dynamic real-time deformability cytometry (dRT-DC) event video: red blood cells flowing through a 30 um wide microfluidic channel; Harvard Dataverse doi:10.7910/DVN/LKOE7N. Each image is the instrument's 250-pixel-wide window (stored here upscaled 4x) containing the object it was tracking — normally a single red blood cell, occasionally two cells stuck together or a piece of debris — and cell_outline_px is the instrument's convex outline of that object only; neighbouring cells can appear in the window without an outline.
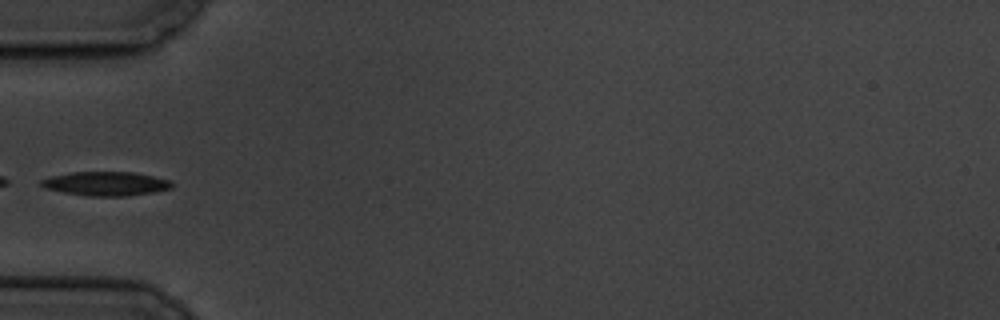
{"species": "common noctule bat (a hibernating species)", "species_latin": "Nyctalus noctula", "temperature_condition": "cold", "stored_images_in_passage": 11, "camera_frame_rate_fps": 3000, "um_per_image_px": 0.085, "animal": {"sex": "male", "body_mass_g": 19.5, "forearm_length_mm": 54.6}, "frame": {"image": 1, "passage_image": 1, "time_ms": 0.0, "image_size_px": [1000, 320], "cell_outline_px": [[176, 184], [172, 188], [152, 192], [128, 196], [88, 196], [64, 192], [44, 188], [40, 184], [40, 180], [52, 176], [72, 172], [132, 172], [152, 176], [168, 180]], "centroid_in_image_um": [9.0, 15.61], "position_along_channel_um": 76.0, "area_um2": 18.21}}
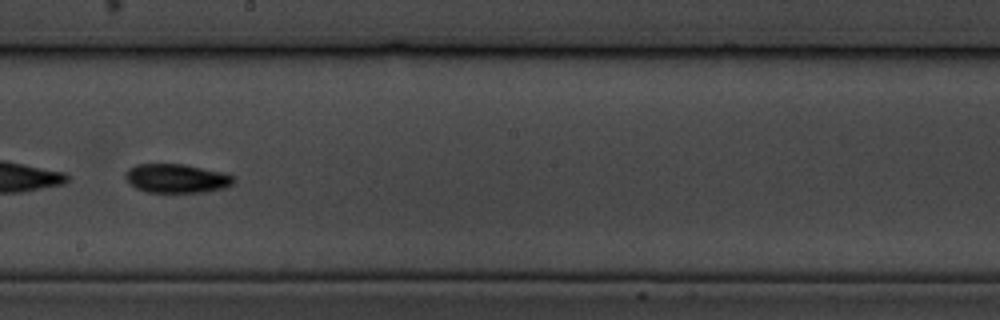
{"frame": {"image": 2, "passage_image": 5, "time_ms": 4.667, "image_size_px": [1000, 320], "cell_outline_px": [[236, 180], [228, 188], [204, 192], [148, 192], [136, 188], [124, 176], [124, 172], [128, 168], [136, 164], [184, 164], [224, 172], [236, 176]], "centroid_in_image_um": [15.07, 15.16], "position_along_channel_um": 233.1, "area_um2": 18.5}}
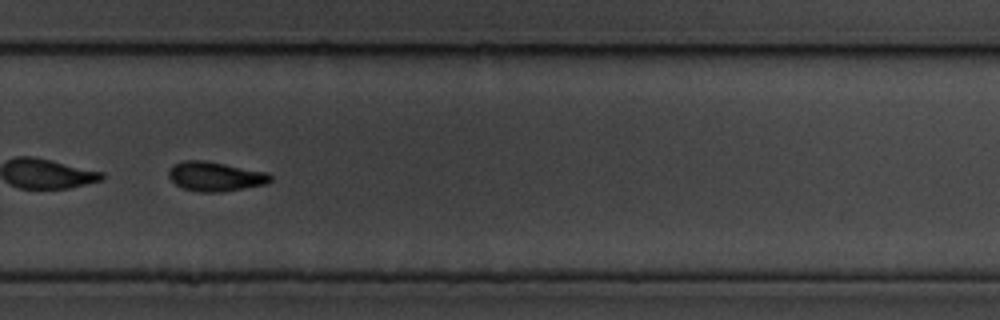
{"frame": {"image": 3, "passage_image": 7, "time_ms": 7.0, "image_size_px": [1000, 320], "cell_outline_px": [[272, 180], [264, 184], [220, 192], [200, 192], [184, 188], [176, 184], [168, 176], [168, 172], [172, 164], [184, 160], [204, 160], [268, 172], [272, 176]], "centroid_in_image_um": [18.28, 14.98], "position_along_channel_um": 311.5, "area_um2": 17.34}}